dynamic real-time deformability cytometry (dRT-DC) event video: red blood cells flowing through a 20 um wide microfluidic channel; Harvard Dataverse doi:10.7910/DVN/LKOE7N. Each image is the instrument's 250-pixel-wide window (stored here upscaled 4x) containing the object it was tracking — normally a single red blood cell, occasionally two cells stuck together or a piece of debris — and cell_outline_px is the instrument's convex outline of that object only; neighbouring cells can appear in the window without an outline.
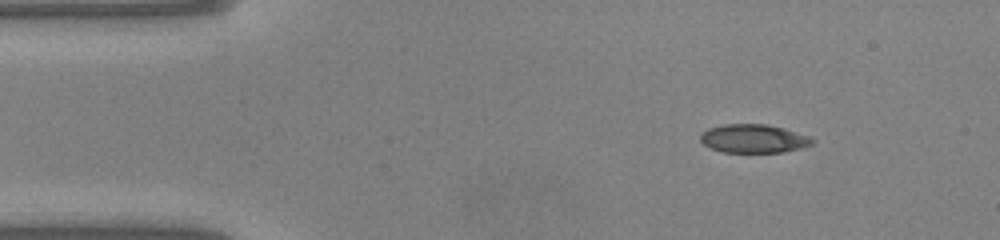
{"species": "common noctule bat (a hibernating species)", "species_latin": "Nyctalus noctula", "temperature_condition": "warm", "stored_images_in_passage": 43, "camera_frame_rate_fps": 3000, "um_per_image_px": 0.085, "animal": {"sex": "male", "body_mass_g": 20.0, "forearm_length_mm": 53.3}, "frame": {"image": 1, "passage_image": 1, "time_ms": 0.0, "image_size_px": [1000, 240], "cell_outline_px": [[816, 140], [812, 144], [800, 148], [784, 152], [720, 152], [704, 144], [700, 140], [700, 136], [708, 128], [724, 124], [768, 124], [808, 136]], "centroid_in_image_um": [64.05, 11.78], "position_along_channel_um": 21.0, "area_um2": 18.44}}
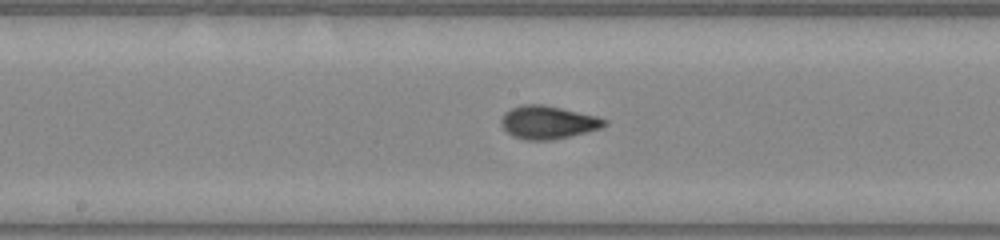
{"frame": {"image": 2, "passage_image": 19, "time_ms": 6.0, "image_size_px": [1000, 240], "cell_outline_px": [[608, 124], [600, 128], [552, 140], [528, 140], [512, 136], [500, 124], [500, 120], [504, 112], [512, 108], [524, 104], [540, 104], [560, 108], [596, 116], [608, 120]], "centroid_in_image_um": [46.55, 10.4], "position_along_channel_um": 201.7, "area_um2": 19.65}}
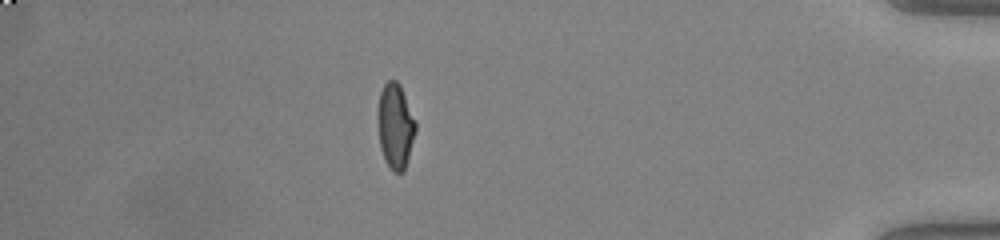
{"frame": {"image": 3, "passage_image": 37, "time_ms": 12.0, "image_size_px": [1000, 240], "cell_outline_px": [[416, 132], [404, 172], [392, 172], [384, 160], [380, 148], [376, 116], [380, 92], [384, 84], [388, 80], [396, 80], [400, 84], [416, 120]], "centroid_in_image_um": [33.59, 10.72], "position_along_channel_um": 401.6, "area_um2": 19.25}, "authors_computed_cell_mechanics": {"area_um2": 18.8428, "velocity_mm_per_s": 4.1567, "shape_relaxation_time_tau1_ms": 4.5225, "shape_relaxation_time_tau2_ms": 0.7647, "deformation_change_tau1": 0.1943, "deformation_change_tau2": 0.0441}}